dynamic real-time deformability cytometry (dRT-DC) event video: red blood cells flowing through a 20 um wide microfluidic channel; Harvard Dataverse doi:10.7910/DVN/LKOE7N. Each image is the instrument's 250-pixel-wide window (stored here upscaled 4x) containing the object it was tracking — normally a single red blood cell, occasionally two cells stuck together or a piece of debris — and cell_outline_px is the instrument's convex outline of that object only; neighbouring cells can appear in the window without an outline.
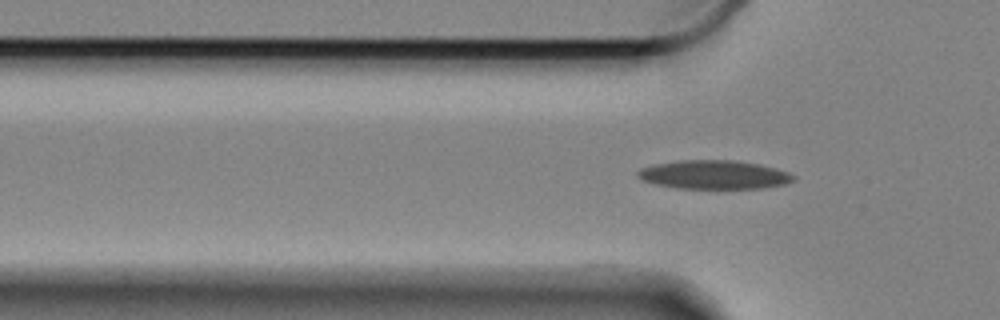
{"species": "Egyptian fruit bat (a non-hibernating species)", "species_latin": "Rousettus aegyptiacus", "temperature_condition": "cold", "stored_images_in_passage": 3, "camera_frame_rate_fps": 3000, "um_per_image_px": 0.085, "animal": {"sex": "female"}, "frame": {"image": 1, "passage_image": 3, "time_ms": 0.667, "image_size_px": [1000, 320], "cell_outline_px": [[796, 180], [784, 184], [764, 188], [716, 192], [676, 188], [656, 184], [644, 180], [636, 176], [636, 172], [640, 168], [652, 164], [680, 160], [732, 160], [756, 164], [776, 168], [788, 172], [796, 176]], "centroid_in_image_um": [60.7, 14.9], "position_along_channel_um": 65.1, "area_um2": 27.34}}